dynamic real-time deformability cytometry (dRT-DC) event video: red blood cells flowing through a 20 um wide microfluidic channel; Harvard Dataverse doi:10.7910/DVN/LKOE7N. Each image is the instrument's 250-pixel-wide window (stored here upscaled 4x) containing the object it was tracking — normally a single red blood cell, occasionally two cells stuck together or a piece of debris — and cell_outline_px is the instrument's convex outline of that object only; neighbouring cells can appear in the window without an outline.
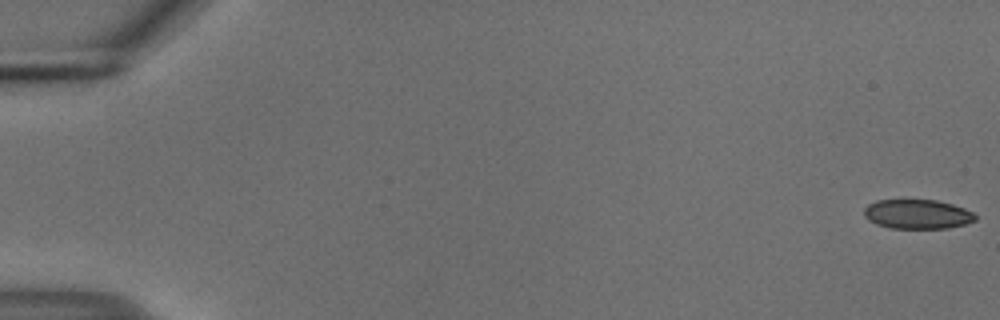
{"species": "common noctule bat (a hibernating species)", "species_latin": "Nyctalus noctula", "temperature_condition": "cold", "stored_images_in_passage": 55, "camera_frame_rate_fps": 3000, "um_per_image_px": 0.085, "animal": {"sex": "male", "body_mass_g": 18.8}, "frame": {"image": 1, "passage_image": 1, "time_ms": 0.0, "image_size_px": [1000, 320], "cell_outline_px": [[976, 220], [964, 224], [948, 228], [888, 228], [876, 224], [868, 220], [864, 216], [864, 208], [868, 204], [876, 200], [936, 200], [952, 204], [964, 208], [972, 212], [976, 216]], "centroid_in_image_um": [77.95, 18.2], "position_along_channel_um": 7.1, "area_um2": 19.07}}
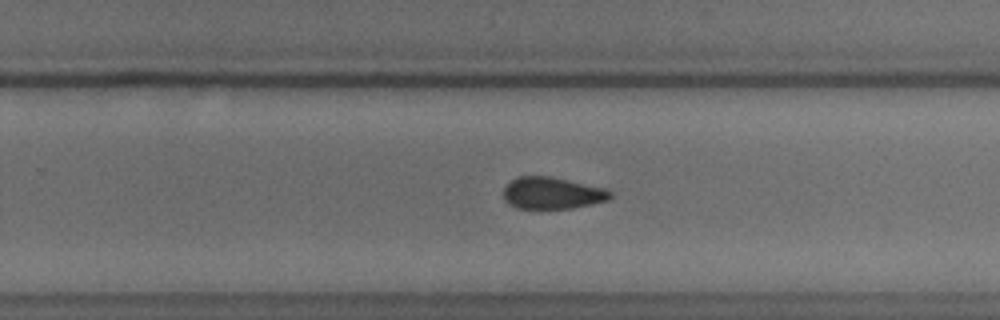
{"frame": {"image": 2, "passage_image": 36, "time_ms": 11.667, "image_size_px": [1000, 320], "cell_outline_px": [[612, 196], [608, 200], [592, 204], [572, 208], [516, 208], [508, 204], [504, 200], [504, 188], [512, 180], [520, 176], [552, 176], [608, 188], [612, 192]], "centroid_in_image_um": [46.98, 16.4], "position_along_channel_um": 282.8, "area_um2": 20.0}}
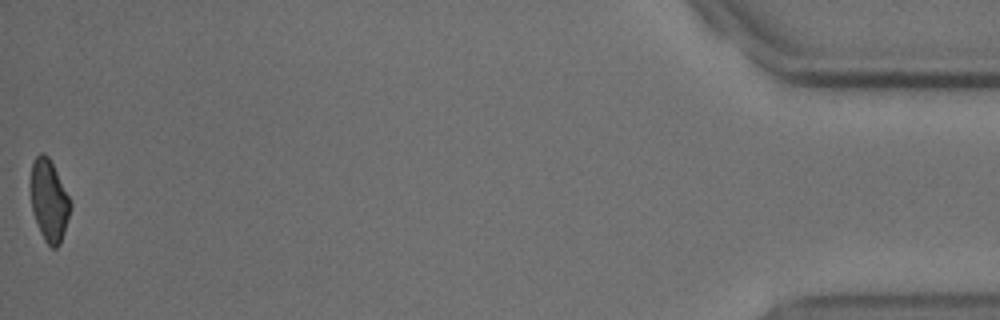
{"frame": {"image": 3, "passage_image": 55, "time_ms": 18.0, "image_size_px": [1000, 320], "cell_outline_px": [[72, 204], [60, 244], [56, 248], [52, 248], [44, 240], [40, 232], [32, 212], [28, 184], [32, 160], [40, 152], [44, 152], [48, 156]], "centroid_in_image_um": [4.11, 17.01], "position_along_channel_um": 431.1, "area_um2": 19.13}, "authors_computed_cell_mechanics": {"area_um2": 20.4612, "velocity_mm_per_s": 3.7373, "shape_relaxation_time_tau1_ms": 5.5926, "shape_relaxation_time_tau2_ms": 3.7512, "deformation_change_tau1": 0.11, "deformation_change_tau2": 0.0851}}